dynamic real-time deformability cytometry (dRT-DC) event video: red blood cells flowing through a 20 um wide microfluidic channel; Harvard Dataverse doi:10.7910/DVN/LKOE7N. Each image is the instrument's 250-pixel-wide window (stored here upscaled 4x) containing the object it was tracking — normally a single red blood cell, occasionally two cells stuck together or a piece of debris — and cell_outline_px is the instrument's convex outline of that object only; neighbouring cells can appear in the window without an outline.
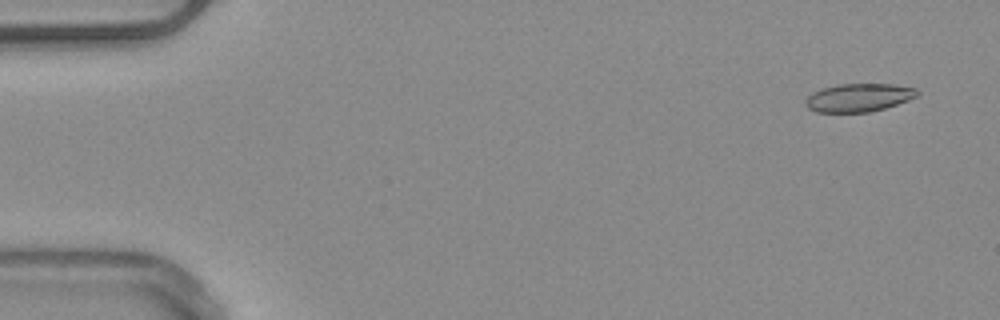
{"species": "common noctule bat (a hibernating species)", "species_latin": "Nyctalus noctula", "temperature_condition": "warm", "stored_images_in_passage": 52, "camera_frame_rate_fps": 3000, "um_per_image_px": 0.085, "animal": {"sex": "male", "body_mass_g": 20.4}, "frame": {"image": 1, "passage_image": 3, "time_ms": 0.667, "image_size_px": [1000, 320], "cell_outline_px": [[920, 92], [916, 96], [908, 100], [884, 108], [868, 112], [816, 112], [808, 108], [804, 104], [804, 100], [812, 92], [820, 88], [840, 84], [892, 84], [916, 88]], "centroid_in_image_um": [72.95, 8.29], "position_along_channel_um": 12.1, "area_um2": 18.38}}
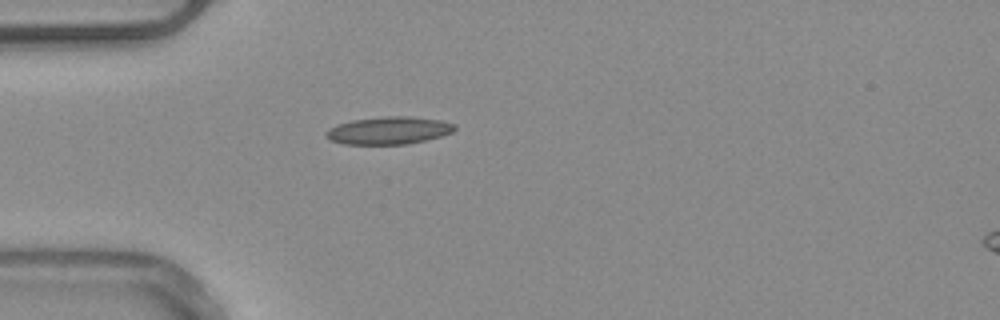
{"frame": {"image": 2, "passage_image": 15, "time_ms": 4.667, "image_size_px": [1000, 320], "cell_outline_px": [[456, 128], [452, 132], [440, 136], [408, 144], [344, 144], [332, 140], [324, 136], [324, 132], [340, 124], [352, 120], [384, 116], [408, 116], [440, 120], [456, 124]], "centroid_in_image_um": [33.06, 11.09], "position_along_channel_um": 51.9, "area_um2": 20.46}}
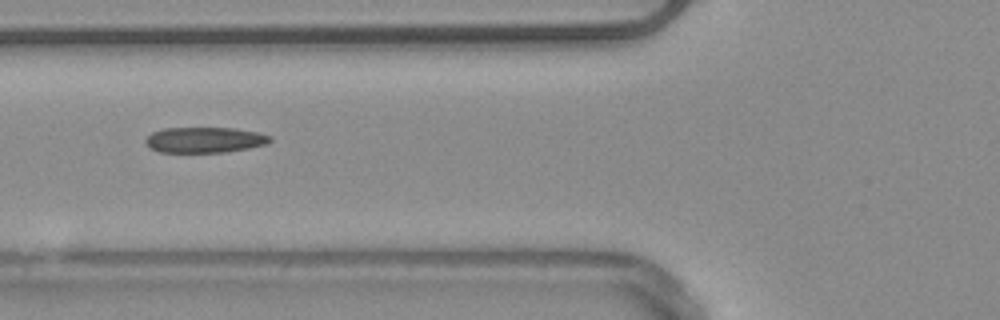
{"frame": {"image": 3, "passage_image": 20, "time_ms": 6.333, "image_size_px": [1000, 320], "cell_outline_px": [[272, 140], [268, 144], [248, 148], [224, 152], [160, 152], [148, 148], [144, 140], [152, 132], [164, 128], [236, 128], [256, 132], [272, 136]], "centroid_in_image_um": [17.39, 11.89], "position_along_channel_um": 108.4, "area_um2": 18.67}, "authors_computed_cell_mechanics": {"area_um2": 18.7561, "velocity_mm_per_s": 3.9589, "shape_relaxation_time_tau1_ms": null, "shape_relaxation_time_tau2_ms": 1.6602, "deformation_change_tau1": null, "deformation_change_tau2": 0.0837}}